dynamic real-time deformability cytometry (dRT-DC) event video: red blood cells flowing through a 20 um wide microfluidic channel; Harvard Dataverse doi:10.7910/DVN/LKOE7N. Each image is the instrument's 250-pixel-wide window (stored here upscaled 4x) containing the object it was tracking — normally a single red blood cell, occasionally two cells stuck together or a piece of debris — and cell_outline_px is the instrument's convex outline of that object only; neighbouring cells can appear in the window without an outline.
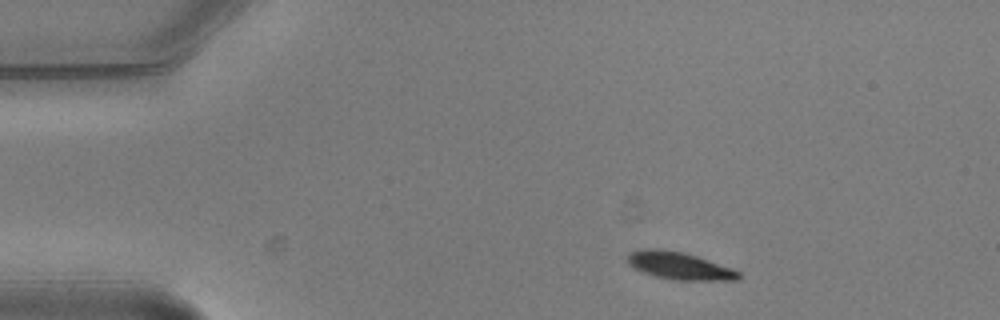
{"species": "common noctule bat (a hibernating species)", "species_latin": "Nyctalus noctula", "temperature_condition": "warm", "stored_images_in_passage": 2, "camera_frame_rate_fps": 3000, "um_per_image_px": 0.085, "animal": {"sex": "male", "body_mass_g": 20.5, "forearm_length_mm": 52.5}, "frame": {"image": 1, "passage_image": 1, "time_ms": 0.0, "image_size_px": [1000, 320], "cell_outline_px": [[740, 280], [676, 280], [656, 276], [644, 272], [628, 264], [628, 256], [632, 252], [644, 248], [660, 248], [684, 252], [732, 268], [740, 272]], "centroid_in_image_um": [57.77, 22.58], "position_along_channel_um": 27.2, "area_um2": 17.57}}